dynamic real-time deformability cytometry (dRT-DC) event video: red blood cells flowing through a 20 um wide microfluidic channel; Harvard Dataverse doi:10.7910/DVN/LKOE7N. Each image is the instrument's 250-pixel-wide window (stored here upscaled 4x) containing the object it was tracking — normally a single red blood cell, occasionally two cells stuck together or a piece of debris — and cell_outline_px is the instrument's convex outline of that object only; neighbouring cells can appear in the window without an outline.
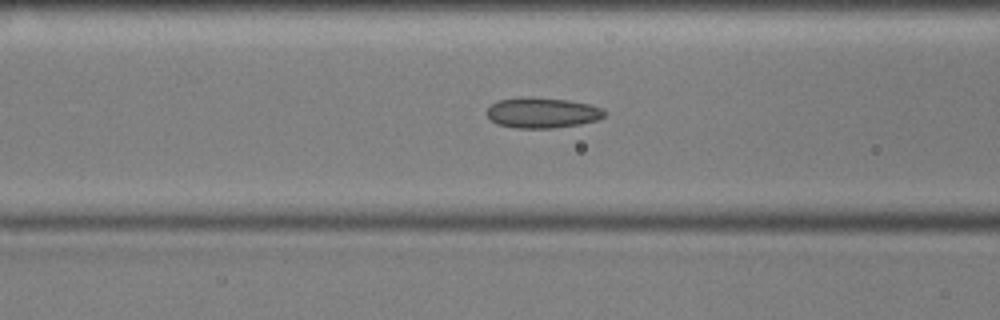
{"species": "common noctule bat (a hibernating species)", "species_latin": "Nyctalus noctula", "temperature_condition": "cold", "stored_images_in_passage": 50, "camera_frame_rate_fps": 3000, "um_per_image_px": 0.085, "animal": {"sex": "male", "body_mass_g": 17.9, "forearm_length_mm": 54.2}, "frame": {"image": 1, "passage_image": 20, "time_ms": 6.333, "image_size_px": [1000, 320], "cell_outline_px": [[604, 116], [596, 120], [580, 124], [552, 128], [512, 128], [496, 124], [484, 112], [496, 100], [528, 96], [568, 100], [588, 104], [604, 108]], "centroid_in_image_um": [46.04, 9.58], "position_along_channel_um": 120.6, "area_um2": 21.04}}
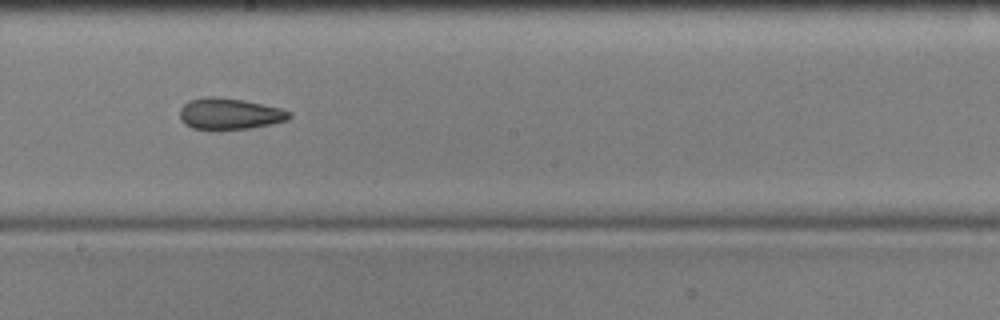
{"frame": {"image": 2, "passage_image": 29, "time_ms": 9.333, "image_size_px": [1000, 320], "cell_outline_px": [[292, 116], [288, 120], [272, 124], [248, 128], [216, 132], [192, 128], [184, 124], [180, 116], [180, 108], [188, 100], [204, 96], [216, 96], [244, 100], [280, 108], [292, 112]], "centroid_in_image_um": [19.49, 9.69], "position_along_channel_um": 228.7, "area_um2": 20.63}}
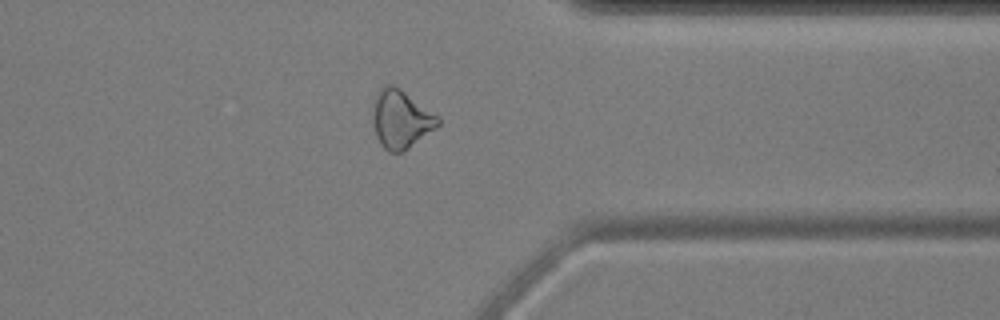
{"frame": {"image": 3, "passage_image": 42, "time_ms": 13.667, "image_size_px": [1000, 320], "cell_outline_px": [[440, 124], [436, 128], [404, 152], [388, 152], [384, 148], [376, 136], [372, 124], [372, 100], [380, 88], [384, 84], [392, 84], [400, 88], [440, 116]], "centroid_in_image_um": [34.06, 10.11], "position_along_channel_um": 377.3, "area_um2": 22.66}, "authors_computed_cell_mechanics": {"area_um2": 21.386, "velocity_mm_per_s": 3.5986, "shape_relaxation_time_tau1_ms": null, "shape_relaxation_time_tau2_ms": 3.6264, "deformation_change_tau1": null, "deformation_change_tau2": 0.1056}}